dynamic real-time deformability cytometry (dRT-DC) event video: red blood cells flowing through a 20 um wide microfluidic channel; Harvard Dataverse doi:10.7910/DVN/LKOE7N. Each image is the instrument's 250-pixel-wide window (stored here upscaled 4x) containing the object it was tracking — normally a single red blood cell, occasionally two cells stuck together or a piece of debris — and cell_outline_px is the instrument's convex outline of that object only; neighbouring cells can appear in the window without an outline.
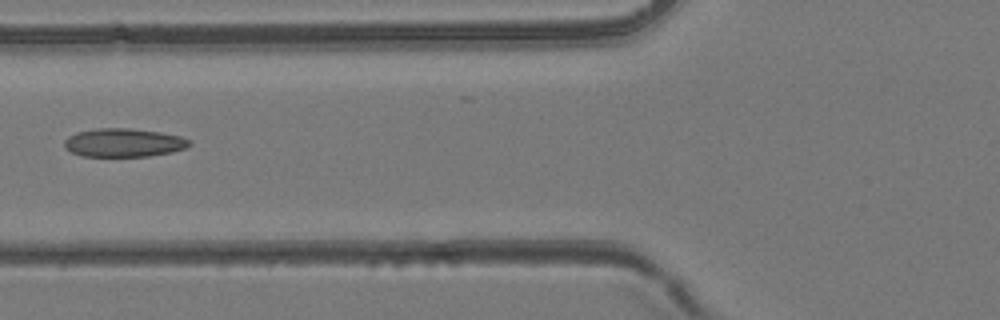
{"species": "common noctule bat (a hibernating species)", "species_latin": "Nyctalus noctula", "temperature_condition": "room temperature", "stored_images_in_passage": 47, "camera_frame_rate_fps": 3000, "um_per_image_px": 0.085, "animal": {"sex": "female", "body_mass_g": 24.6, "forearm_length_mm": 56.2}, "frame": {"image": 1, "passage_image": 19, "time_ms": 6.0, "image_size_px": [1000, 320], "cell_outline_px": [[192, 144], [184, 148], [172, 152], [148, 156], [84, 156], [72, 152], [64, 144], [64, 140], [68, 136], [76, 132], [96, 128], [128, 128], [160, 132], [180, 136], [188, 140]], "centroid_in_image_um": [10.5, 12.12], "position_along_channel_um": 115.3, "area_um2": 20.58}}
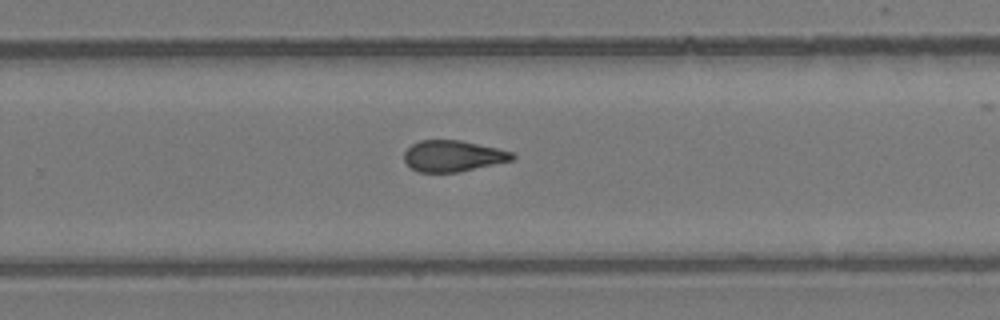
{"frame": {"image": 2, "passage_image": 31, "time_ms": 10.0, "image_size_px": [1000, 320], "cell_outline_px": [[516, 156], [512, 160], [460, 172], [416, 172], [408, 168], [404, 160], [404, 152], [412, 144], [420, 140], [460, 140], [496, 148], [512, 152]], "centroid_in_image_um": [38.45, 13.27], "position_along_channel_um": 291.3, "area_um2": 19.71}}
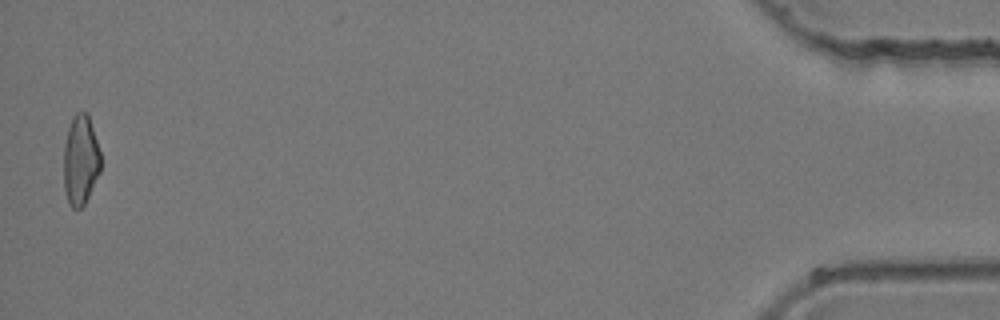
{"frame": {"image": 3, "passage_image": 47, "time_ms": 15.333, "image_size_px": [1000, 320], "cell_outline_px": [[100, 172], [84, 204], [80, 208], [72, 208], [68, 204], [64, 188], [64, 144], [68, 128], [72, 116], [76, 112], [88, 112], [100, 152]], "centroid_in_image_um": [6.84, 13.59], "position_along_channel_um": 428.4, "area_um2": 19.42}}